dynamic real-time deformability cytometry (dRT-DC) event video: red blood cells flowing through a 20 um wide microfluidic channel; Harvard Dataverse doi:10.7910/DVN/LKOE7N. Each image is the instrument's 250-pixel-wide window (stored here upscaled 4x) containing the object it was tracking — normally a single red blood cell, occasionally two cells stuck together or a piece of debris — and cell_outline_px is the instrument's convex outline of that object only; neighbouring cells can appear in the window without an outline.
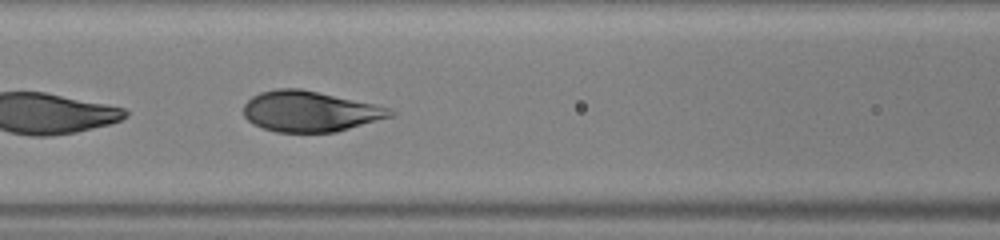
{"species": "human", "species_latin": "Homo sapiens", "temperature_condition": "warm", "stored_images_in_passage": 24, "camera_frame_rate_fps": 3000, "um_per_image_px": 0.085, "donor": {"sex": "male"}, "frame": {"image": 1, "passage_image": 18, "time_ms": 5.667, "image_size_px": [1000, 240], "cell_outline_px": [[396, 112], [392, 116], [336, 132], [276, 132], [252, 124], [244, 116], [244, 104], [252, 96], [260, 92], [276, 88], [300, 88], [372, 104], [388, 108]], "centroid_in_image_um": [26.29, 9.47], "position_along_channel_um": 140.3, "area_um2": 34.39}}
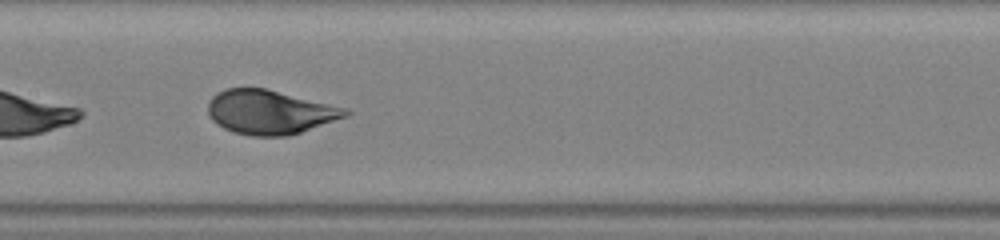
{"frame": {"image": 2, "passage_image": 21, "time_ms": 6.667, "image_size_px": [1000, 240], "cell_outline_px": [[352, 112], [348, 116], [288, 136], [252, 136], [232, 132], [216, 124], [212, 120], [208, 112], [208, 100], [216, 92], [228, 88], [264, 88], [348, 108]], "centroid_in_image_um": [22.92, 9.53], "position_along_channel_um": 184.5, "area_um2": 35.43}}